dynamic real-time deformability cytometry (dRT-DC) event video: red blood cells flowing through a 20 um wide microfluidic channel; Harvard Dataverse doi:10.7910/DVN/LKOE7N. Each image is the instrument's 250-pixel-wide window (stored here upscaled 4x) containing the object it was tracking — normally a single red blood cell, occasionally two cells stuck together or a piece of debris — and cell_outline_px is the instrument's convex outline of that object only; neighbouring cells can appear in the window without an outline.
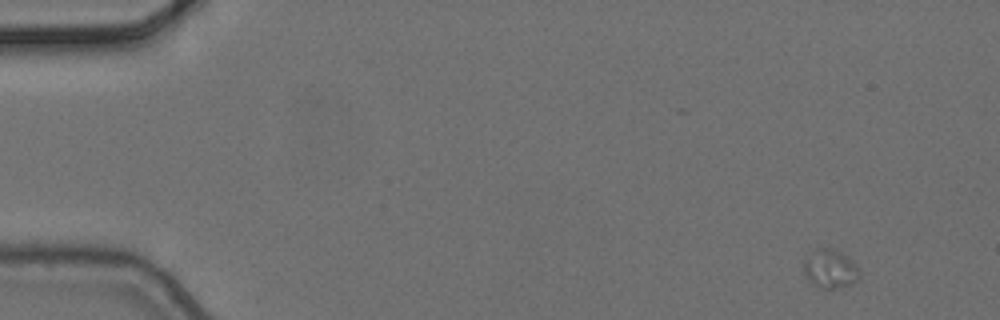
{"species": "common noctule bat (a hibernating species)", "species_latin": "Nyctalus noctula", "temperature_condition": "cold", "stored_images_in_passage": 5, "camera_frame_rate_fps": 3000, "um_per_image_px": 0.085, "animal": {"sex": "female", "body_mass_g": 24.6, "forearm_length_mm": 56.2}, "frame": {"image": 1, "passage_image": 1, "time_ms": 0.0, "image_size_px": [1000, 320], "cell_outline_px": [[860, 276], [856, 280], [840, 288], [816, 288], [812, 284], [804, 272], [804, 256], [816, 248], [828, 248], [840, 252], [848, 256], [852, 260], [860, 272]], "centroid_in_image_um": [70.53, 22.84], "position_along_channel_um": 14.5, "area_um2": 12.6}}